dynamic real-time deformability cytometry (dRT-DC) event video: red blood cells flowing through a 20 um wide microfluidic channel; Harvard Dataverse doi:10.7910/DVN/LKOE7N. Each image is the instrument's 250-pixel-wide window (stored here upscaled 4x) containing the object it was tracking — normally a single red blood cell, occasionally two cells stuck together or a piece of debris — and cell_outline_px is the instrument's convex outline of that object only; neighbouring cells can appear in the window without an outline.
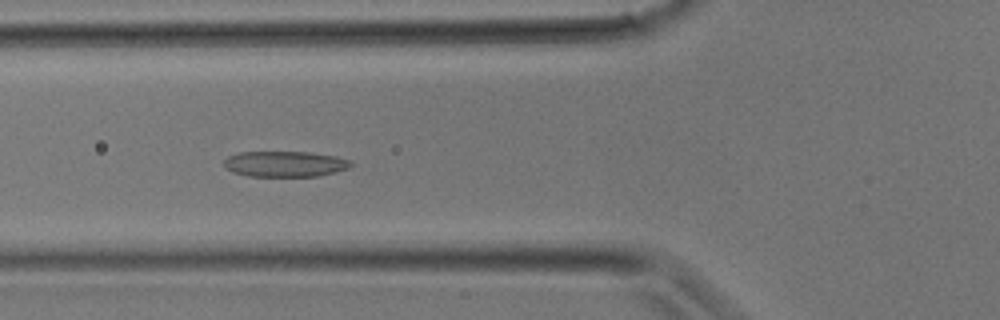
{"species": "common noctule bat (a hibernating species)", "species_latin": "Nyctalus noctula", "temperature_condition": "room temperature", "stored_images_in_passage": 28, "camera_frame_rate_fps": 3000, "um_per_image_px": 0.085, "animal": {"sex": "male", "body_mass_g": 17.9}, "frame": {"image": 1, "passage_image": 8, "time_ms": 2.333, "image_size_px": [1000, 320], "cell_outline_px": [[352, 164], [348, 168], [320, 176], [248, 176], [232, 172], [224, 168], [224, 160], [228, 156], [240, 152], [308, 152], [336, 156], [352, 160]], "centroid_in_image_um": [24.21, 13.93], "position_along_channel_um": 101.6, "area_um2": 19.07}}
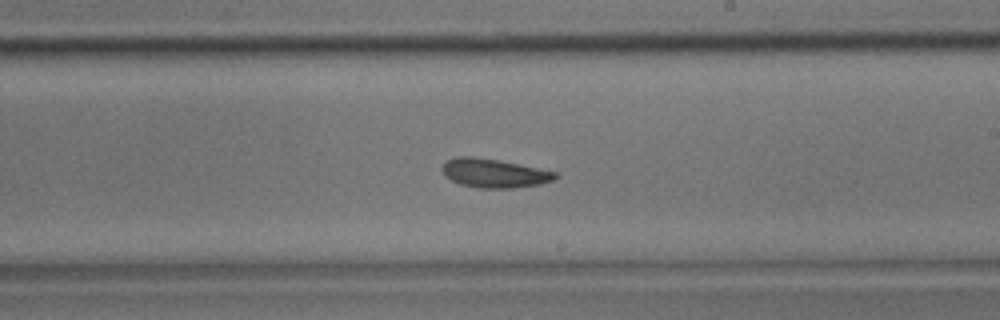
{"frame": {"image": 2, "passage_image": 15, "time_ms": 4.667, "image_size_px": [1000, 320], "cell_outline_px": [[560, 176], [552, 180], [540, 184], [512, 188], [480, 188], [460, 184], [444, 176], [440, 168], [448, 160], [456, 156], [472, 156], [500, 160], [560, 172]], "centroid_in_image_um": [42.03, 14.71], "position_along_channel_um": 247.0, "area_um2": 19.25}}
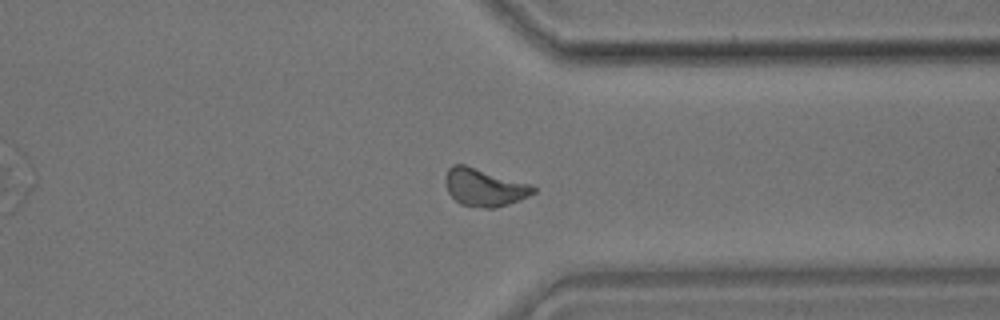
{"frame": {"image": 3, "passage_image": 21, "time_ms": 6.667, "image_size_px": [1000, 320], "cell_outline_px": [[536, 192], [520, 200], [496, 208], [484, 208], [460, 204], [448, 192], [444, 180], [448, 168], [452, 164], [464, 164], [532, 184], [536, 188]], "centroid_in_image_um": [41.17, 15.92], "position_along_channel_um": 370.2, "area_um2": 19.42}}